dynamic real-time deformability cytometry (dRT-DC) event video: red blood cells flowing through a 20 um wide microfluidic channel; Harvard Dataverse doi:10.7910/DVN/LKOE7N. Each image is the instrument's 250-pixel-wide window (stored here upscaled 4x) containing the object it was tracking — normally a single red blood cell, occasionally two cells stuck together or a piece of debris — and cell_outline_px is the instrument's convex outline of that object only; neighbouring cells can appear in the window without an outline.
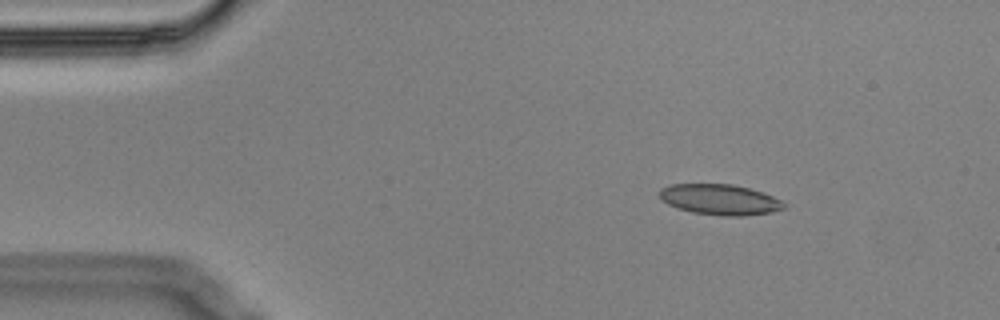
{"species": "Egyptian fruit bat (a non-hibernating species)", "species_latin": "Rousettus aegyptiacus", "temperature_condition": "cold", "stored_images_in_passage": 4, "camera_frame_rate_fps": 3000, "um_per_image_px": 0.085, "animal": {"sex": "male"}, "frame": {"image": 1, "passage_image": 3, "time_ms": 0.667, "image_size_px": [1000, 320], "cell_outline_px": [[788, 208], [772, 212], [744, 216], [720, 216], [692, 212], [676, 208], [660, 200], [660, 188], [668, 184], [732, 184], [764, 192], [788, 204]], "centroid_in_image_um": [61.2, 16.97], "position_along_channel_um": 23.8, "area_um2": 22.54}}